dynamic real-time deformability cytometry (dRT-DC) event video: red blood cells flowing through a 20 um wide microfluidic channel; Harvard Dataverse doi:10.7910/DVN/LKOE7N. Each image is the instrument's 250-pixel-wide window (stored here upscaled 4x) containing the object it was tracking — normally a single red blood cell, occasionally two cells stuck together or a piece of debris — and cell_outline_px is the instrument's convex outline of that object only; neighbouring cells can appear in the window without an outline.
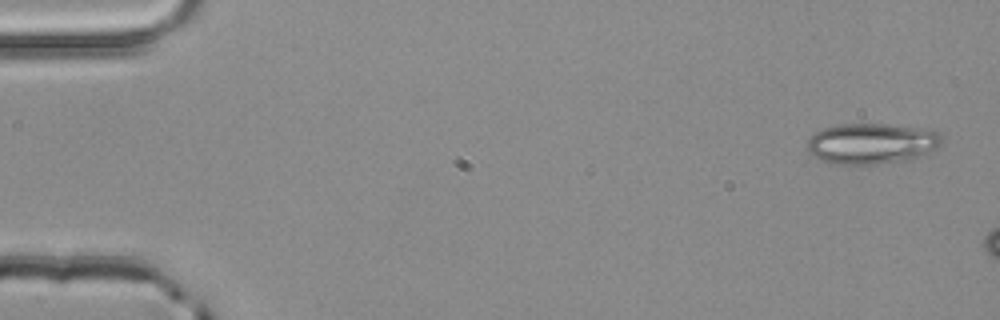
{"species": "common noctule bat (a hibernating species)", "species_latin": "Nyctalus noctula", "temperature_condition": "room temperature", "stored_images_in_passage": 3, "camera_frame_rate_fps": 3000, "um_per_image_px": 0.085, "animal": {"sex": "male", "body_mass_g": 20.4}, "frame": {"image": 1, "passage_image": 1, "time_ms": 0.0, "image_size_px": [1000, 320], "cell_outline_px": [[940, 148], [924, 156], [912, 160], [876, 164], [836, 164], [820, 160], [808, 152], [808, 140], [816, 132], [824, 128], [840, 124], [888, 124], [924, 128], [936, 132], [940, 136]], "centroid_in_image_um": [74.13, 12.21], "position_along_channel_um": 10.9, "area_um2": 32.19}}